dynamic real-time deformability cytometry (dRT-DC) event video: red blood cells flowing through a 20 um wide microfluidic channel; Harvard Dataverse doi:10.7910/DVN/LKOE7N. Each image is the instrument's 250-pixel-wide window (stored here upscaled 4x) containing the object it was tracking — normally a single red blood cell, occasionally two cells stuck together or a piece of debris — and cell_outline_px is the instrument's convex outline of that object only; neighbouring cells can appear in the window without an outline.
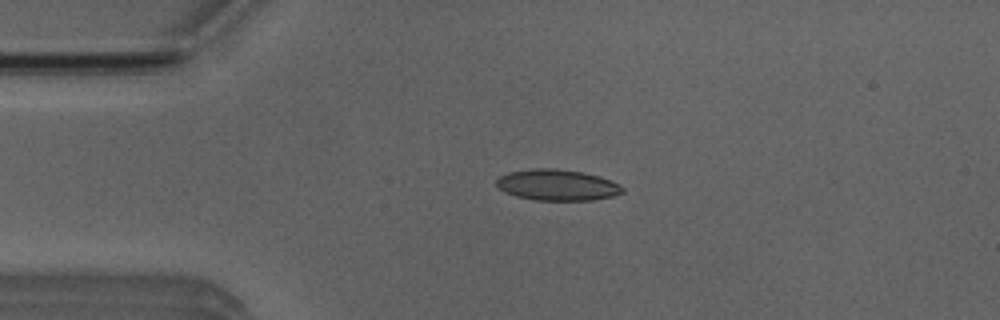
{"species": "Egyptian fruit bat (a non-hibernating species)", "species_latin": "Rousettus aegyptiacus", "temperature_condition": "room temperature", "stored_images_in_passage": 6, "camera_frame_rate_fps": 3000, "um_per_image_px": 0.085, "animal": {"sex": "male"}, "frame": {"image": 1, "passage_image": 3, "time_ms": 2.0, "image_size_px": [1000, 320], "cell_outline_px": [[624, 192], [612, 196], [592, 200], [536, 200], [516, 196], [504, 192], [496, 184], [496, 180], [500, 176], [508, 172], [532, 168], [556, 168], [580, 172], [600, 176], [624, 188]], "centroid_in_image_um": [47.33, 15.72], "position_along_channel_um": 37.7, "area_um2": 22.66}}